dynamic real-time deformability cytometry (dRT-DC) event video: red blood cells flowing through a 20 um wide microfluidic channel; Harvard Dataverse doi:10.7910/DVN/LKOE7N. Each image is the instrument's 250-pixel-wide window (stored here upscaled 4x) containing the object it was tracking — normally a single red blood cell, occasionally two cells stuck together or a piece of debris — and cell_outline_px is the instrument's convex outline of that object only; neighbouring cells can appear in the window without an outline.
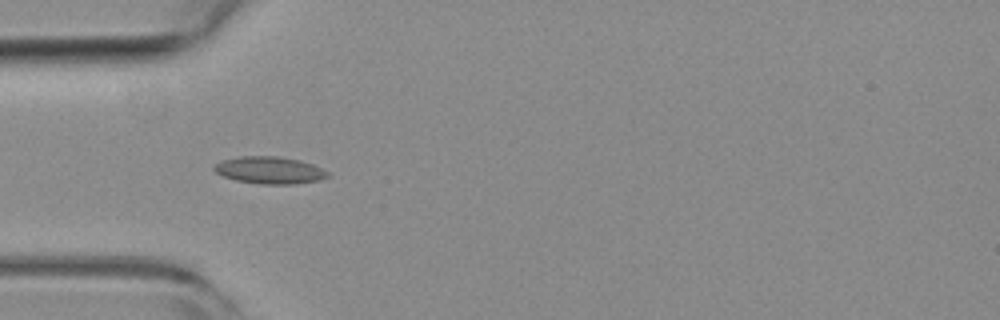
{"species": "common noctule bat (a hibernating species)", "species_latin": "Nyctalus noctula", "temperature_condition": "room temperature", "stored_images_in_passage": 15, "camera_frame_rate_fps": 3000, "um_per_image_px": 0.085, "animal": {"sex": "female", "body_mass_g": 19.3, "forearm_length_mm": 54.1}, "frame": {"image": 1, "passage_image": 5, "time_ms": 1.333, "image_size_px": [1000, 320], "cell_outline_px": [[332, 176], [320, 180], [296, 184], [260, 184], [236, 180], [224, 176], [216, 172], [212, 168], [216, 164], [224, 160], [240, 156], [276, 156], [300, 160], [312, 164], [328, 172]], "centroid_in_image_um": [22.95, 14.47], "position_along_channel_um": 62.0, "area_um2": 17.92}}
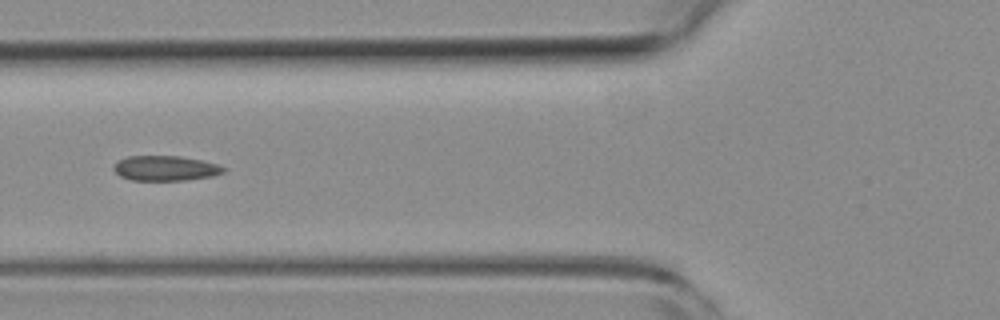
{"frame": {"image": 2, "passage_image": 9, "time_ms": 2.667, "image_size_px": [1000, 320], "cell_outline_px": [[224, 172], [212, 176], [188, 180], [132, 180], [120, 176], [112, 168], [116, 160], [128, 156], [180, 156], [200, 160], [216, 164], [224, 168]], "centroid_in_image_um": [14.0, 14.3], "position_along_channel_um": 111.8, "area_um2": 15.95}}